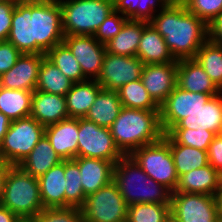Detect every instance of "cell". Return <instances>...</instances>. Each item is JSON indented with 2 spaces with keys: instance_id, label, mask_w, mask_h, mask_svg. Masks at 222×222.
<instances>
[{
  "instance_id": "cell-45",
  "label": "cell",
  "mask_w": 222,
  "mask_h": 222,
  "mask_svg": "<svg viewBox=\"0 0 222 222\" xmlns=\"http://www.w3.org/2000/svg\"><path fill=\"white\" fill-rule=\"evenodd\" d=\"M208 163L222 174V134H217L208 151Z\"/></svg>"
},
{
  "instance_id": "cell-54",
  "label": "cell",
  "mask_w": 222,
  "mask_h": 222,
  "mask_svg": "<svg viewBox=\"0 0 222 222\" xmlns=\"http://www.w3.org/2000/svg\"><path fill=\"white\" fill-rule=\"evenodd\" d=\"M3 88V83H2V78H1V75H0V90Z\"/></svg>"
},
{
  "instance_id": "cell-11",
  "label": "cell",
  "mask_w": 222,
  "mask_h": 222,
  "mask_svg": "<svg viewBox=\"0 0 222 222\" xmlns=\"http://www.w3.org/2000/svg\"><path fill=\"white\" fill-rule=\"evenodd\" d=\"M171 219L174 222H219L214 196L173 192Z\"/></svg>"
},
{
  "instance_id": "cell-31",
  "label": "cell",
  "mask_w": 222,
  "mask_h": 222,
  "mask_svg": "<svg viewBox=\"0 0 222 222\" xmlns=\"http://www.w3.org/2000/svg\"><path fill=\"white\" fill-rule=\"evenodd\" d=\"M73 83L46 56L42 59L35 90L66 96Z\"/></svg>"
},
{
  "instance_id": "cell-24",
  "label": "cell",
  "mask_w": 222,
  "mask_h": 222,
  "mask_svg": "<svg viewBox=\"0 0 222 222\" xmlns=\"http://www.w3.org/2000/svg\"><path fill=\"white\" fill-rule=\"evenodd\" d=\"M136 56L144 64L178 62L170 53L163 36L146 21H143V33Z\"/></svg>"
},
{
  "instance_id": "cell-18",
  "label": "cell",
  "mask_w": 222,
  "mask_h": 222,
  "mask_svg": "<svg viewBox=\"0 0 222 222\" xmlns=\"http://www.w3.org/2000/svg\"><path fill=\"white\" fill-rule=\"evenodd\" d=\"M30 116L45 127L69 118L66 97L34 90Z\"/></svg>"
},
{
  "instance_id": "cell-27",
  "label": "cell",
  "mask_w": 222,
  "mask_h": 222,
  "mask_svg": "<svg viewBox=\"0 0 222 222\" xmlns=\"http://www.w3.org/2000/svg\"><path fill=\"white\" fill-rule=\"evenodd\" d=\"M61 161H63L62 158L55 152L49 139L44 134L18 166L31 176L38 178Z\"/></svg>"
},
{
  "instance_id": "cell-13",
  "label": "cell",
  "mask_w": 222,
  "mask_h": 222,
  "mask_svg": "<svg viewBox=\"0 0 222 222\" xmlns=\"http://www.w3.org/2000/svg\"><path fill=\"white\" fill-rule=\"evenodd\" d=\"M143 67L144 63L137 56H123L106 52L97 82L105 90L116 91L127 83L139 80Z\"/></svg>"
},
{
  "instance_id": "cell-47",
  "label": "cell",
  "mask_w": 222,
  "mask_h": 222,
  "mask_svg": "<svg viewBox=\"0 0 222 222\" xmlns=\"http://www.w3.org/2000/svg\"><path fill=\"white\" fill-rule=\"evenodd\" d=\"M11 166L12 165L0 157V200L3 194L5 179Z\"/></svg>"
},
{
  "instance_id": "cell-52",
  "label": "cell",
  "mask_w": 222,
  "mask_h": 222,
  "mask_svg": "<svg viewBox=\"0 0 222 222\" xmlns=\"http://www.w3.org/2000/svg\"><path fill=\"white\" fill-rule=\"evenodd\" d=\"M169 3H184L185 0H168Z\"/></svg>"
},
{
  "instance_id": "cell-19",
  "label": "cell",
  "mask_w": 222,
  "mask_h": 222,
  "mask_svg": "<svg viewBox=\"0 0 222 222\" xmlns=\"http://www.w3.org/2000/svg\"><path fill=\"white\" fill-rule=\"evenodd\" d=\"M7 40L21 53L36 54V40H33L31 19V1L15 5Z\"/></svg>"
},
{
  "instance_id": "cell-48",
  "label": "cell",
  "mask_w": 222,
  "mask_h": 222,
  "mask_svg": "<svg viewBox=\"0 0 222 222\" xmlns=\"http://www.w3.org/2000/svg\"><path fill=\"white\" fill-rule=\"evenodd\" d=\"M20 220L15 213L0 205V222H19Z\"/></svg>"
},
{
  "instance_id": "cell-53",
  "label": "cell",
  "mask_w": 222,
  "mask_h": 222,
  "mask_svg": "<svg viewBox=\"0 0 222 222\" xmlns=\"http://www.w3.org/2000/svg\"><path fill=\"white\" fill-rule=\"evenodd\" d=\"M19 222H36L35 219H21Z\"/></svg>"
},
{
  "instance_id": "cell-20",
  "label": "cell",
  "mask_w": 222,
  "mask_h": 222,
  "mask_svg": "<svg viewBox=\"0 0 222 222\" xmlns=\"http://www.w3.org/2000/svg\"><path fill=\"white\" fill-rule=\"evenodd\" d=\"M80 174L83 192L86 196L97 192L102 187L113 181L114 163L104 159L76 157Z\"/></svg>"
},
{
  "instance_id": "cell-29",
  "label": "cell",
  "mask_w": 222,
  "mask_h": 222,
  "mask_svg": "<svg viewBox=\"0 0 222 222\" xmlns=\"http://www.w3.org/2000/svg\"><path fill=\"white\" fill-rule=\"evenodd\" d=\"M142 33L143 21L128 19L121 31L105 44L106 52L123 56H136Z\"/></svg>"
},
{
  "instance_id": "cell-35",
  "label": "cell",
  "mask_w": 222,
  "mask_h": 222,
  "mask_svg": "<svg viewBox=\"0 0 222 222\" xmlns=\"http://www.w3.org/2000/svg\"><path fill=\"white\" fill-rule=\"evenodd\" d=\"M46 57L74 83L87 80L83 75L80 64L73 56L70 49L63 42L50 49L46 53Z\"/></svg>"
},
{
  "instance_id": "cell-34",
  "label": "cell",
  "mask_w": 222,
  "mask_h": 222,
  "mask_svg": "<svg viewBox=\"0 0 222 222\" xmlns=\"http://www.w3.org/2000/svg\"><path fill=\"white\" fill-rule=\"evenodd\" d=\"M222 91V45L207 40L194 58Z\"/></svg>"
},
{
  "instance_id": "cell-44",
  "label": "cell",
  "mask_w": 222,
  "mask_h": 222,
  "mask_svg": "<svg viewBox=\"0 0 222 222\" xmlns=\"http://www.w3.org/2000/svg\"><path fill=\"white\" fill-rule=\"evenodd\" d=\"M15 3L4 1L0 4V41H6L11 29Z\"/></svg>"
},
{
  "instance_id": "cell-37",
  "label": "cell",
  "mask_w": 222,
  "mask_h": 222,
  "mask_svg": "<svg viewBox=\"0 0 222 222\" xmlns=\"http://www.w3.org/2000/svg\"><path fill=\"white\" fill-rule=\"evenodd\" d=\"M156 1L162 3L159 4L161 8L170 4L168 0H114V10L127 19L149 22L153 18Z\"/></svg>"
},
{
  "instance_id": "cell-5",
  "label": "cell",
  "mask_w": 222,
  "mask_h": 222,
  "mask_svg": "<svg viewBox=\"0 0 222 222\" xmlns=\"http://www.w3.org/2000/svg\"><path fill=\"white\" fill-rule=\"evenodd\" d=\"M64 36H94L101 23L114 11V0H58Z\"/></svg>"
},
{
  "instance_id": "cell-8",
  "label": "cell",
  "mask_w": 222,
  "mask_h": 222,
  "mask_svg": "<svg viewBox=\"0 0 222 222\" xmlns=\"http://www.w3.org/2000/svg\"><path fill=\"white\" fill-rule=\"evenodd\" d=\"M45 134V126L31 116L11 121L0 145V157L12 166L19 165Z\"/></svg>"
},
{
  "instance_id": "cell-50",
  "label": "cell",
  "mask_w": 222,
  "mask_h": 222,
  "mask_svg": "<svg viewBox=\"0 0 222 222\" xmlns=\"http://www.w3.org/2000/svg\"><path fill=\"white\" fill-rule=\"evenodd\" d=\"M214 198L216 203L218 219L219 222H222V185L219 188V190L214 194Z\"/></svg>"
},
{
  "instance_id": "cell-12",
  "label": "cell",
  "mask_w": 222,
  "mask_h": 222,
  "mask_svg": "<svg viewBox=\"0 0 222 222\" xmlns=\"http://www.w3.org/2000/svg\"><path fill=\"white\" fill-rule=\"evenodd\" d=\"M218 94H204L186 91L176 85L165 102L160 106V123L166 134L181 119L196 113L212 96Z\"/></svg>"
},
{
  "instance_id": "cell-9",
  "label": "cell",
  "mask_w": 222,
  "mask_h": 222,
  "mask_svg": "<svg viewBox=\"0 0 222 222\" xmlns=\"http://www.w3.org/2000/svg\"><path fill=\"white\" fill-rule=\"evenodd\" d=\"M81 210L84 222H127L128 204L113 181L86 196Z\"/></svg>"
},
{
  "instance_id": "cell-33",
  "label": "cell",
  "mask_w": 222,
  "mask_h": 222,
  "mask_svg": "<svg viewBox=\"0 0 222 222\" xmlns=\"http://www.w3.org/2000/svg\"><path fill=\"white\" fill-rule=\"evenodd\" d=\"M125 108L140 110H160V107L153 101L141 79L132 81L116 90Z\"/></svg>"
},
{
  "instance_id": "cell-28",
  "label": "cell",
  "mask_w": 222,
  "mask_h": 222,
  "mask_svg": "<svg viewBox=\"0 0 222 222\" xmlns=\"http://www.w3.org/2000/svg\"><path fill=\"white\" fill-rule=\"evenodd\" d=\"M122 108L123 105L117 91L102 89L86 114L85 119L94 122L98 126L110 128Z\"/></svg>"
},
{
  "instance_id": "cell-46",
  "label": "cell",
  "mask_w": 222,
  "mask_h": 222,
  "mask_svg": "<svg viewBox=\"0 0 222 222\" xmlns=\"http://www.w3.org/2000/svg\"><path fill=\"white\" fill-rule=\"evenodd\" d=\"M208 40L216 45H222V13L209 23Z\"/></svg>"
},
{
  "instance_id": "cell-41",
  "label": "cell",
  "mask_w": 222,
  "mask_h": 222,
  "mask_svg": "<svg viewBox=\"0 0 222 222\" xmlns=\"http://www.w3.org/2000/svg\"><path fill=\"white\" fill-rule=\"evenodd\" d=\"M183 4L207 25L222 13V0H185Z\"/></svg>"
},
{
  "instance_id": "cell-17",
  "label": "cell",
  "mask_w": 222,
  "mask_h": 222,
  "mask_svg": "<svg viewBox=\"0 0 222 222\" xmlns=\"http://www.w3.org/2000/svg\"><path fill=\"white\" fill-rule=\"evenodd\" d=\"M79 118H67L45 127V135L62 160L78 157Z\"/></svg>"
},
{
  "instance_id": "cell-32",
  "label": "cell",
  "mask_w": 222,
  "mask_h": 222,
  "mask_svg": "<svg viewBox=\"0 0 222 222\" xmlns=\"http://www.w3.org/2000/svg\"><path fill=\"white\" fill-rule=\"evenodd\" d=\"M33 91L7 89L0 90V111L11 121L28 117L31 113Z\"/></svg>"
},
{
  "instance_id": "cell-42",
  "label": "cell",
  "mask_w": 222,
  "mask_h": 222,
  "mask_svg": "<svg viewBox=\"0 0 222 222\" xmlns=\"http://www.w3.org/2000/svg\"><path fill=\"white\" fill-rule=\"evenodd\" d=\"M117 11L111 12L101 23L94 34V37L102 44H106L114 38L122 29L124 23L128 20L126 17L117 14Z\"/></svg>"
},
{
  "instance_id": "cell-49",
  "label": "cell",
  "mask_w": 222,
  "mask_h": 222,
  "mask_svg": "<svg viewBox=\"0 0 222 222\" xmlns=\"http://www.w3.org/2000/svg\"><path fill=\"white\" fill-rule=\"evenodd\" d=\"M11 120L0 111V145L10 126Z\"/></svg>"
},
{
  "instance_id": "cell-26",
  "label": "cell",
  "mask_w": 222,
  "mask_h": 222,
  "mask_svg": "<svg viewBox=\"0 0 222 222\" xmlns=\"http://www.w3.org/2000/svg\"><path fill=\"white\" fill-rule=\"evenodd\" d=\"M103 88L93 79L73 83L66 94L67 111L70 118H85L90 107L93 105L98 93Z\"/></svg>"
},
{
  "instance_id": "cell-10",
  "label": "cell",
  "mask_w": 222,
  "mask_h": 222,
  "mask_svg": "<svg viewBox=\"0 0 222 222\" xmlns=\"http://www.w3.org/2000/svg\"><path fill=\"white\" fill-rule=\"evenodd\" d=\"M123 156L114 143L110 128L79 118L78 157L104 159L116 164Z\"/></svg>"
},
{
  "instance_id": "cell-22",
  "label": "cell",
  "mask_w": 222,
  "mask_h": 222,
  "mask_svg": "<svg viewBox=\"0 0 222 222\" xmlns=\"http://www.w3.org/2000/svg\"><path fill=\"white\" fill-rule=\"evenodd\" d=\"M176 80L177 86L189 92L204 94L221 93V90L195 59L178 60Z\"/></svg>"
},
{
  "instance_id": "cell-39",
  "label": "cell",
  "mask_w": 222,
  "mask_h": 222,
  "mask_svg": "<svg viewBox=\"0 0 222 222\" xmlns=\"http://www.w3.org/2000/svg\"><path fill=\"white\" fill-rule=\"evenodd\" d=\"M167 134L178 144L208 151L216 134L205 129L171 128Z\"/></svg>"
},
{
  "instance_id": "cell-40",
  "label": "cell",
  "mask_w": 222,
  "mask_h": 222,
  "mask_svg": "<svg viewBox=\"0 0 222 222\" xmlns=\"http://www.w3.org/2000/svg\"><path fill=\"white\" fill-rule=\"evenodd\" d=\"M36 222H84L81 208H43L34 218Z\"/></svg>"
},
{
  "instance_id": "cell-38",
  "label": "cell",
  "mask_w": 222,
  "mask_h": 222,
  "mask_svg": "<svg viewBox=\"0 0 222 222\" xmlns=\"http://www.w3.org/2000/svg\"><path fill=\"white\" fill-rule=\"evenodd\" d=\"M171 205L137 203L128 206L127 222H169Z\"/></svg>"
},
{
  "instance_id": "cell-21",
  "label": "cell",
  "mask_w": 222,
  "mask_h": 222,
  "mask_svg": "<svg viewBox=\"0 0 222 222\" xmlns=\"http://www.w3.org/2000/svg\"><path fill=\"white\" fill-rule=\"evenodd\" d=\"M222 185V174L210 164L179 177L175 192L212 195Z\"/></svg>"
},
{
  "instance_id": "cell-16",
  "label": "cell",
  "mask_w": 222,
  "mask_h": 222,
  "mask_svg": "<svg viewBox=\"0 0 222 222\" xmlns=\"http://www.w3.org/2000/svg\"><path fill=\"white\" fill-rule=\"evenodd\" d=\"M45 56L22 53L15 65L1 75L3 87L34 91L38 82L39 67Z\"/></svg>"
},
{
  "instance_id": "cell-3",
  "label": "cell",
  "mask_w": 222,
  "mask_h": 222,
  "mask_svg": "<svg viewBox=\"0 0 222 222\" xmlns=\"http://www.w3.org/2000/svg\"><path fill=\"white\" fill-rule=\"evenodd\" d=\"M113 182L128 206L137 203L171 205L172 192L149 177L130 155H124L114 165Z\"/></svg>"
},
{
  "instance_id": "cell-51",
  "label": "cell",
  "mask_w": 222,
  "mask_h": 222,
  "mask_svg": "<svg viewBox=\"0 0 222 222\" xmlns=\"http://www.w3.org/2000/svg\"><path fill=\"white\" fill-rule=\"evenodd\" d=\"M4 1L13 2L15 4H20V3H26L31 0H4Z\"/></svg>"
},
{
  "instance_id": "cell-6",
  "label": "cell",
  "mask_w": 222,
  "mask_h": 222,
  "mask_svg": "<svg viewBox=\"0 0 222 222\" xmlns=\"http://www.w3.org/2000/svg\"><path fill=\"white\" fill-rule=\"evenodd\" d=\"M31 19L36 54L46 55L63 42L62 10L58 0H31Z\"/></svg>"
},
{
  "instance_id": "cell-30",
  "label": "cell",
  "mask_w": 222,
  "mask_h": 222,
  "mask_svg": "<svg viewBox=\"0 0 222 222\" xmlns=\"http://www.w3.org/2000/svg\"><path fill=\"white\" fill-rule=\"evenodd\" d=\"M163 139L170 145L177 175L188 173L191 170L208 165L207 151L176 143L167 133Z\"/></svg>"
},
{
  "instance_id": "cell-2",
  "label": "cell",
  "mask_w": 222,
  "mask_h": 222,
  "mask_svg": "<svg viewBox=\"0 0 222 222\" xmlns=\"http://www.w3.org/2000/svg\"><path fill=\"white\" fill-rule=\"evenodd\" d=\"M116 147L123 155L158 142L164 136L160 110H140L123 107L110 127Z\"/></svg>"
},
{
  "instance_id": "cell-43",
  "label": "cell",
  "mask_w": 222,
  "mask_h": 222,
  "mask_svg": "<svg viewBox=\"0 0 222 222\" xmlns=\"http://www.w3.org/2000/svg\"><path fill=\"white\" fill-rule=\"evenodd\" d=\"M21 52L8 40L0 41V75L15 65Z\"/></svg>"
},
{
  "instance_id": "cell-14",
  "label": "cell",
  "mask_w": 222,
  "mask_h": 222,
  "mask_svg": "<svg viewBox=\"0 0 222 222\" xmlns=\"http://www.w3.org/2000/svg\"><path fill=\"white\" fill-rule=\"evenodd\" d=\"M63 43L70 49L80 64L83 75L93 76L95 80L102 70L103 59L106 53L105 44L100 43L94 36L69 35L64 36Z\"/></svg>"
},
{
  "instance_id": "cell-25",
  "label": "cell",
  "mask_w": 222,
  "mask_h": 222,
  "mask_svg": "<svg viewBox=\"0 0 222 222\" xmlns=\"http://www.w3.org/2000/svg\"><path fill=\"white\" fill-rule=\"evenodd\" d=\"M38 182L44 208L65 207L64 160L39 176Z\"/></svg>"
},
{
  "instance_id": "cell-1",
  "label": "cell",
  "mask_w": 222,
  "mask_h": 222,
  "mask_svg": "<svg viewBox=\"0 0 222 222\" xmlns=\"http://www.w3.org/2000/svg\"><path fill=\"white\" fill-rule=\"evenodd\" d=\"M149 23L163 36L175 60L194 59L208 40V25L183 3H170Z\"/></svg>"
},
{
  "instance_id": "cell-7",
  "label": "cell",
  "mask_w": 222,
  "mask_h": 222,
  "mask_svg": "<svg viewBox=\"0 0 222 222\" xmlns=\"http://www.w3.org/2000/svg\"><path fill=\"white\" fill-rule=\"evenodd\" d=\"M130 156L155 182L165 186L172 193L175 192L179 176L170 145L163 138L156 143L134 150Z\"/></svg>"
},
{
  "instance_id": "cell-15",
  "label": "cell",
  "mask_w": 222,
  "mask_h": 222,
  "mask_svg": "<svg viewBox=\"0 0 222 222\" xmlns=\"http://www.w3.org/2000/svg\"><path fill=\"white\" fill-rule=\"evenodd\" d=\"M177 68L178 62L144 64L140 79L159 107L177 85Z\"/></svg>"
},
{
  "instance_id": "cell-4",
  "label": "cell",
  "mask_w": 222,
  "mask_h": 222,
  "mask_svg": "<svg viewBox=\"0 0 222 222\" xmlns=\"http://www.w3.org/2000/svg\"><path fill=\"white\" fill-rule=\"evenodd\" d=\"M0 205L20 219H34L44 208L38 178L18 165L11 166L5 179Z\"/></svg>"
},
{
  "instance_id": "cell-36",
  "label": "cell",
  "mask_w": 222,
  "mask_h": 222,
  "mask_svg": "<svg viewBox=\"0 0 222 222\" xmlns=\"http://www.w3.org/2000/svg\"><path fill=\"white\" fill-rule=\"evenodd\" d=\"M64 176L66 178L65 207L81 208L86 200L81 184V174L74 159L64 160Z\"/></svg>"
},
{
  "instance_id": "cell-23",
  "label": "cell",
  "mask_w": 222,
  "mask_h": 222,
  "mask_svg": "<svg viewBox=\"0 0 222 222\" xmlns=\"http://www.w3.org/2000/svg\"><path fill=\"white\" fill-rule=\"evenodd\" d=\"M222 92L212 96L196 112L181 119L172 128L205 129L222 134Z\"/></svg>"
}]
</instances>
